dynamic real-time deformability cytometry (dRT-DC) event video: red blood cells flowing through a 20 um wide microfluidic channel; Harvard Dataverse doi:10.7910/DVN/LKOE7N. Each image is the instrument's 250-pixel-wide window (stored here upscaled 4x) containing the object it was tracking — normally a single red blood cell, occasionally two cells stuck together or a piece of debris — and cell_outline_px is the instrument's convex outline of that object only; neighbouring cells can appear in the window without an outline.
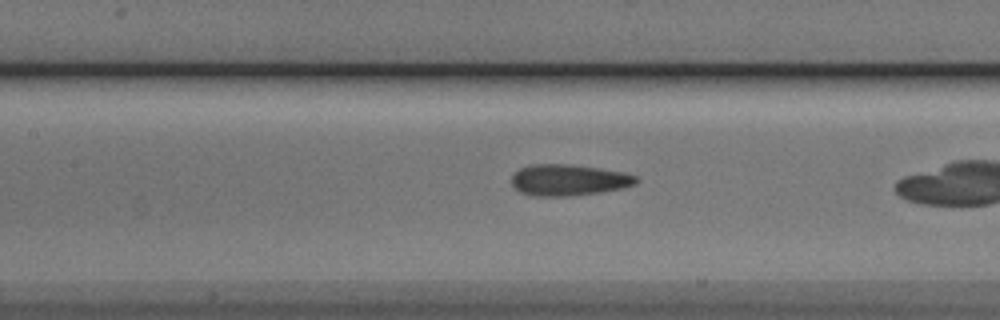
{"species": "Egyptian fruit bat (a non-hibernating species)", "species_latin": "Rousettus aegyptiacus", "temperature_condition": "cold", "stored_images_in_passage": 31, "camera_frame_rate_fps": 3000, "um_per_image_px": 0.085, "animal": {"sex": "male"}, "frame": {"image": 1, "passage_image": 14, "time_ms": 4.333, "image_size_px": [1000, 320], "cell_outline_px": [[640, 180], [636, 184], [624, 188], [600, 192], [568, 196], [536, 196], [520, 192], [512, 184], [512, 176], [520, 168], [532, 164], [568, 164], [624, 172], [636, 176]], "centroid_in_image_um": [48.36, 15.3], "position_along_channel_um": 159.0, "area_um2": 22.6}}
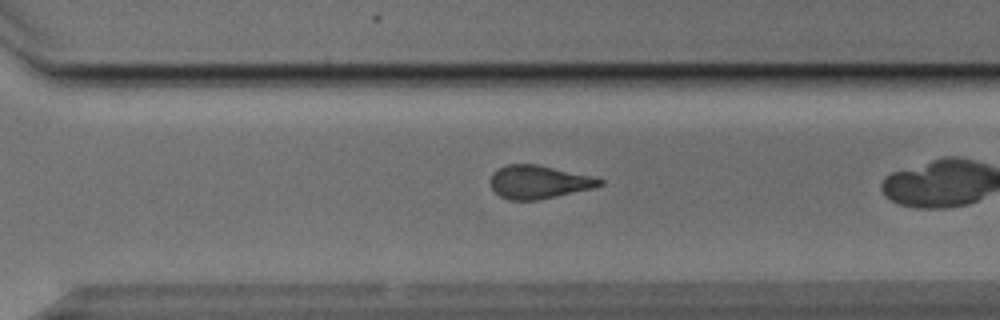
{"frame": {"image": 2, "passage_image": 27, "time_ms": 8.667, "image_size_px": [1000, 320], "cell_outline_px": [[604, 184], [596, 188], [536, 200], [508, 200], [500, 196], [492, 188], [488, 180], [492, 172], [508, 164], [536, 164], [592, 176], [604, 180]], "centroid_in_image_um": [45.79, 15.47], "position_along_channel_um": 324.8, "area_um2": 21.27}}